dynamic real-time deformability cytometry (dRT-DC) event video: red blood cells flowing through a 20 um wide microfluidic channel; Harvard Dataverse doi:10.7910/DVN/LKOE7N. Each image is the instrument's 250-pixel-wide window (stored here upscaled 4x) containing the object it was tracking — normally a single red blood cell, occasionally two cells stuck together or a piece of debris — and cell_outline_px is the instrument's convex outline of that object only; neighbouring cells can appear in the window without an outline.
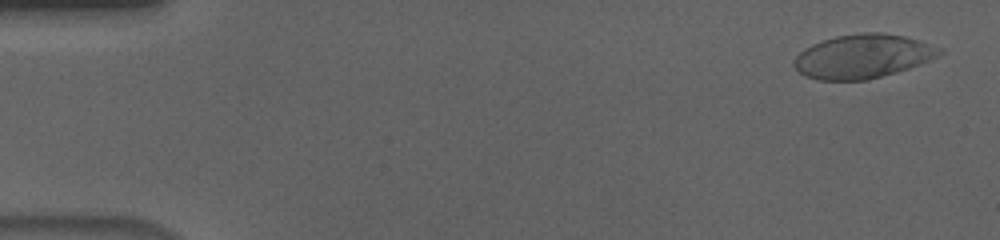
{"species": "human", "species_latin": "Homo sapiens", "temperature_condition": "cold", "stored_images_in_passage": 55, "camera_frame_rate_fps": 3000, "um_per_image_px": 0.085, "donor": {"sex": "male"}, "frame": {"image": 1, "passage_image": 2, "time_ms": 0.333, "image_size_px": [1000, 240], "cell_outline_px": [[944, 52], [920, 64], [896, 72], [868, 80], [816, 80], [804, 76], [792, 64], [792, 60], [800, 52], [812, 44], [836, 36], [864, 32], [880, 32], [904, 36], [920, 40], [940, 48]], "centroid_in_image_um": [73.31, 4.79], "position_along_channel_um": 11.7, "area_um2": 37.11}}
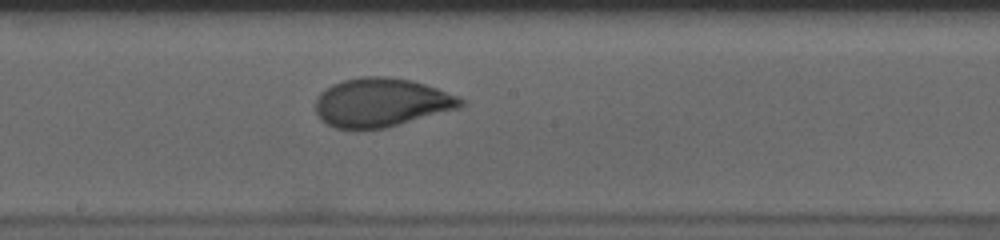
{"frame": {"image": 2, "passage_image": 30, "time_ms": 9.667, "image_size_px": [1000, 240], "cell_outline_px": [[464, 104], [460, 108], [384, 128], [360, 132], [356, 132], [336, 128], [320, 120], [316, 112], [316, 100], [320, 92], [332, 84], [344, 80], [360, 76], [388, 76], [412, 80], [436, 88], [456, 96], [464, 100]], "centroid_in_image_um": [32.36, 8.74], "position_along_channel_um": 215.8, "area_um2": 41.73}}
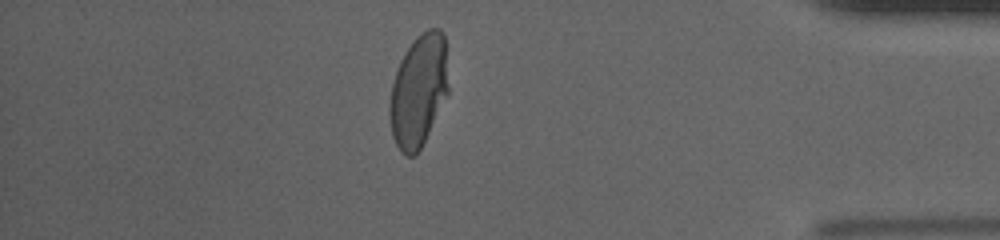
{"frame": {"image": 3, "passage_image": 48, "time_ms": 15.667, "image_size_px": [1000, 240], "cell_outline_px": [[448, 92], [416, 156], [404, 156], [400, 152], [392, 136], [388, 112], [388, 108], [392, 84], [400, 60], [416, 36], [428, 28], [440, 28], [444, 32], [448, 88]], "centroid_in_image_um": [35.55, 7.71], "position_along_channel_um": 399.6, "area_um2": 38.26}, "authors_computed_cell_mechanics": {"area_um2": 39.6508, "velocity_mm_per_s": 3.6447, "shape_relaxation_time_tau1_ms": 4.4266, "shape_relaxation_time_tau2_ms": null, "deformation_change_tau1": 0.1828, "deformation_change_tau2": null}}